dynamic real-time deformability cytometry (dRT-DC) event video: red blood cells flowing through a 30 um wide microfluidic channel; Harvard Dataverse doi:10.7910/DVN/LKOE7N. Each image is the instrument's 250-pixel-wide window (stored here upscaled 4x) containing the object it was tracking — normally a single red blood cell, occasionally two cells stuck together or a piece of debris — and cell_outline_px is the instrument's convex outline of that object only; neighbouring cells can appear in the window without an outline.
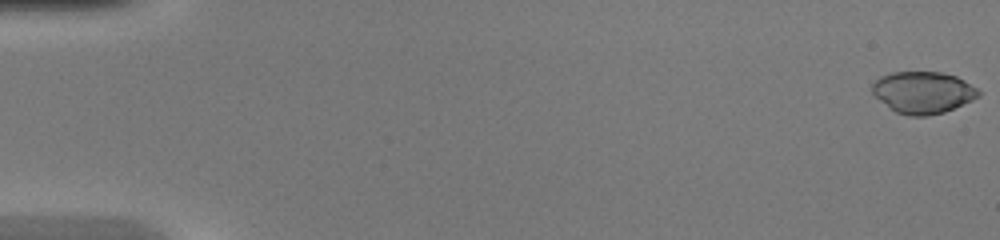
{"species": "common noctule bat (a hibernating species)", "species_latin": "Nyctalus noctula", "temperature_condition": "warm", "stored_images_in_passage": 49, "camera_frame_rate_fps": 3000, "um_per_image_px": 0.085, "animal": {"sex": "female", "body_mass_g": 20.0, "forearm_length_mm": 54.0}, "frame": {"image": 1, "passage_image": 1, "time_ms": 0.0, "image_size_px": [1000, 240], "cell_outline_px": [[980, 96], [972, 100], [944, 112], [928, 116], [908, 116], [896, 112], [880, 100], [872, 92], [872, 84], [880, 76], [892, 72], [940, 72], [956, 76], [964, 80], [976, 88], [980, 92]], "centroid_in_image_um": [78.45, 7.85], "position_along_channel_um": 6.5, "area_um2": 25.78}}
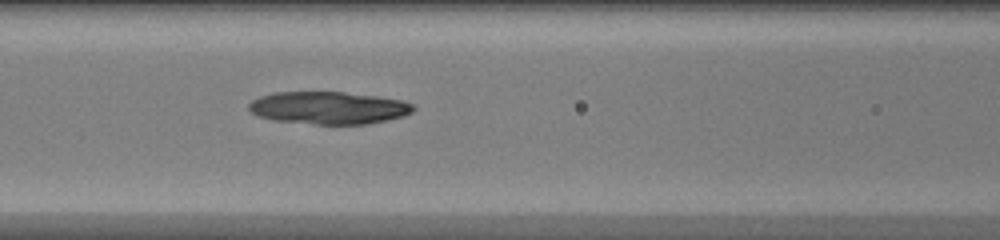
{"frame": {"image": 2, "passage_image": 22, "time_ms": 7.0, "image_size_px": [1000, 240], "cell_outline_px": [[416, 108], [412, 112], [404, 116], [388, 120], [368, 124], [312, 124], [272, 120], [256, 116], [248, 108], [248, 104], [252, 100], [260, 96], [272, 92], [344, 92], [376, 96], [404, 100], [412, 104]], "centroid_in_image_um": [27.93, 9.17], "position_along_channel_um": 138.7, "area_um2": 31.44}}
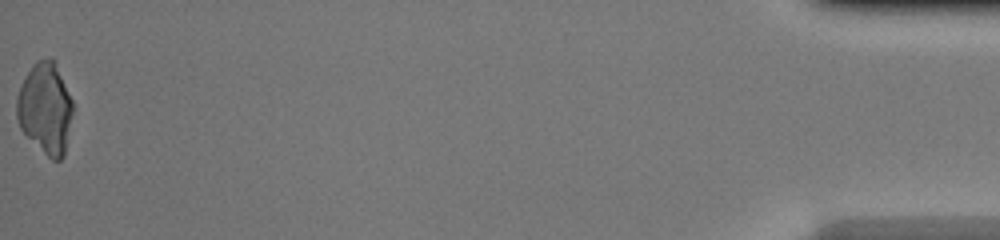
{"frame": {"image": 3, "passage_image": 49, "time_ms": 16.0, "image_size_px": [1000, 240], "cell_outline_px": [[72, 112], [64, 156], [60, 160], [52, 160], [20, 128], [16, 116], [16, 96], [32, 64], [36, 60], [52, 56], [56, 60], [72, 100]], "centroid_in_image_um": [3.85, 9.14], "position_along_channel_um": 431.3, "area_um2": 29.71}}